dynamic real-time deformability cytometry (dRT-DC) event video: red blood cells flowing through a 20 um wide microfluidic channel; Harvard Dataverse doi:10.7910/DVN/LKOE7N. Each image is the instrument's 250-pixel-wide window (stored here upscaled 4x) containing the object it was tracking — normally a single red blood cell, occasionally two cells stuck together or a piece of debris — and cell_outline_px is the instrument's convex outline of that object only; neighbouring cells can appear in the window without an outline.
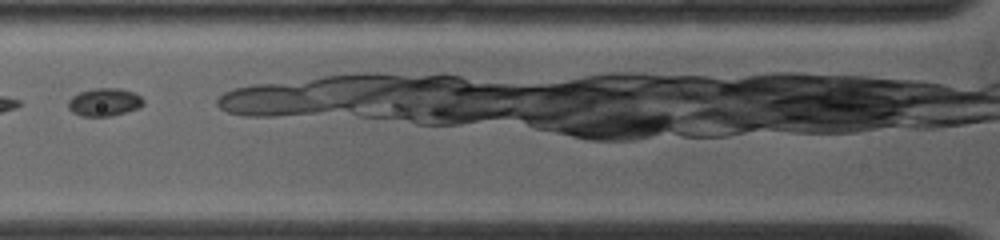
{"species": "common noctule bat (a hibernating species)", "species_latin": "Nyctalus noctula", "temperature_condition": "warm", "stored_images_in_passage": 22, "camera_frame_rate_fps": 4500, "um_per_image_px": 0.085, "animal": {"sex": "female", "body_mass_g": 19.0, "forearm_length_mm": 53.3}, "frame": {"image": 1, "passage_image": 4, "time_ms": 1.778, "image_size_px": [1000, 240], "cell_outline_px": [[144, 104], [140, 108], [112, 116], [80, 116], [72, 112], [68, 108], [68, 100], [72, 96], [80, 92], [96, 88], [120, 88], [132, 92], [140, 96], [144, 100]], "centroid_in_image_um": [8.88, 8.69], "position_along_channel_um": 116.9, "area_um2": 12.31}}